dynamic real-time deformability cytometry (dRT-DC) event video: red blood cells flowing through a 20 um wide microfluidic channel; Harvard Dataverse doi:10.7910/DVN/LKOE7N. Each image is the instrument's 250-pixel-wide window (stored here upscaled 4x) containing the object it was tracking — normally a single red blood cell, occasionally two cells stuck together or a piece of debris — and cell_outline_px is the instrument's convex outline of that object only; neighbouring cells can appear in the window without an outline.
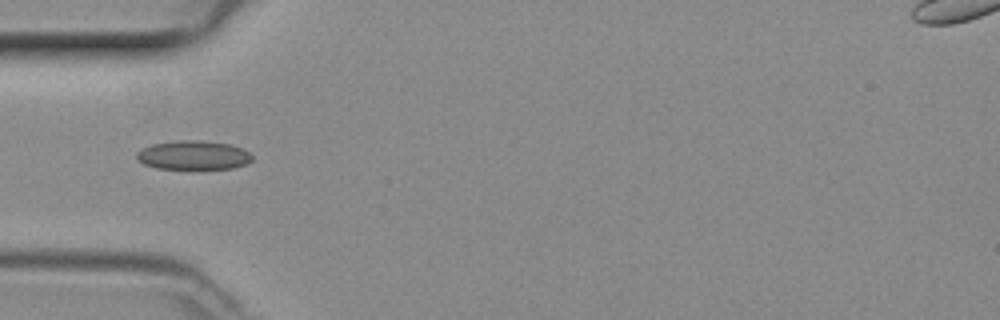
{"species": "common noctule bat (a hibernating species)", "species_latin": "Nyctalus noctula", "temperature_condition": "room temperature", "stored_images_in_passage": 6, "camera_frame_rate_fps": 3000, "um_per_image_px": 0.085, "animal": {"sex": "female", "body_mass_g": 29.2, "forearm_length_mm": 56.3}, "frame": {"image": 1, "passage_image": 1, "time_ms": 0.0, "image_size_px": [1000, 320], "cell_outline_px": [[252, 160], [244, 164], [232, 168], [156, 168], [144, 164], [136, 160], [136, 152], [152, 144], [180, 140], [200, 140], [228, 144], [240, 148], [248, 152], [252, 156]], "centroid_in_image_um": [16.39, 13.18], "position_along_channel_um": 68.6, "area_um2": 19.19}}
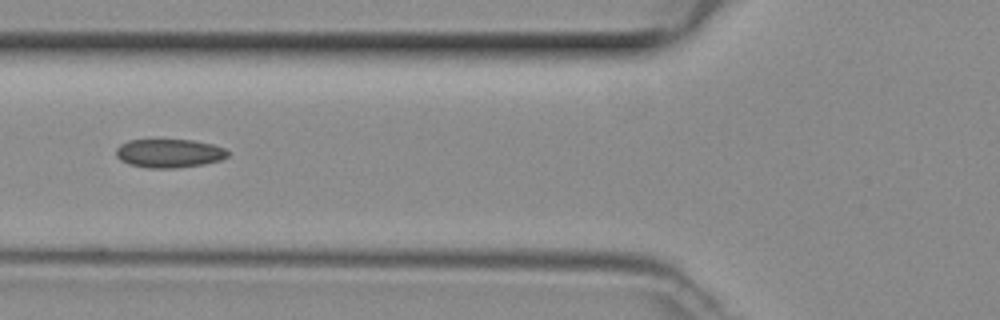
{"frame": {"image": 2, "passage_image": 4, "time_ms": 1.0, "image_size_px": [1000, 320], "cell_outline_px": [[228, 156], [220, 160], [204, 164], [176, 168], [148, 168], [128, 164], [120, 160], [116, 156], [116, 148], [120, 144], [128, 140], [192, 140], [212, 144], [224, 148], [228, 152]], "centroid_in_image_um": [14.35, 13.03], "position_along_channel_um": 111.4, "area_um2": 18.67}}